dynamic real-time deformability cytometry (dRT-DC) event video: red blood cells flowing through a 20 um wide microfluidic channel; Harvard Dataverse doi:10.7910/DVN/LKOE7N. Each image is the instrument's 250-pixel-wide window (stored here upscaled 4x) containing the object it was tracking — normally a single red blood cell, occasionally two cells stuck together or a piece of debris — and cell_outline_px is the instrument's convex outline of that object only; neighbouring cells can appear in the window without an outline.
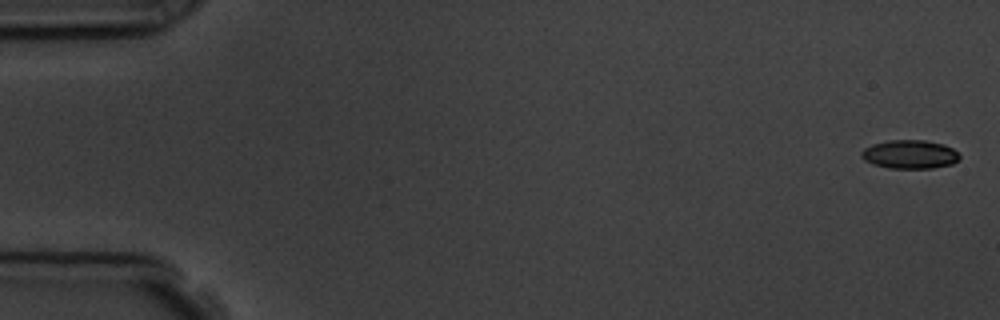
{"species": "common noctule bat (a hibernating species)", "species_latin": "Nyctalus noctula", "temperature_condition": "room temperature", "stored_images_in_passage": 8, "camera_frame_rate_fps": 3000, "um_per_image_px": 0.085, "animal": {"sex": "male", "body_mass_g": 19.5, "forearm_length_mm": 54.6}, "frame": {"image": 1, "passage_image": 1, "time_ms": 0.0, "image_size_px": [1000, 320], "cell_outline_px": [[960, 160], [952, 164], [932, 168], [888, 168], [872, 164], [864, 160], [860, 156], [860, 152], [864, 148], [872, 144], [888, 140], [924, 140], [944, 144], [952, 148], [960, 156]], "centroid_in_image_um": [77.31, 13.12], "position_along_channel_um": 7.7, "area_um2": 16.53}}
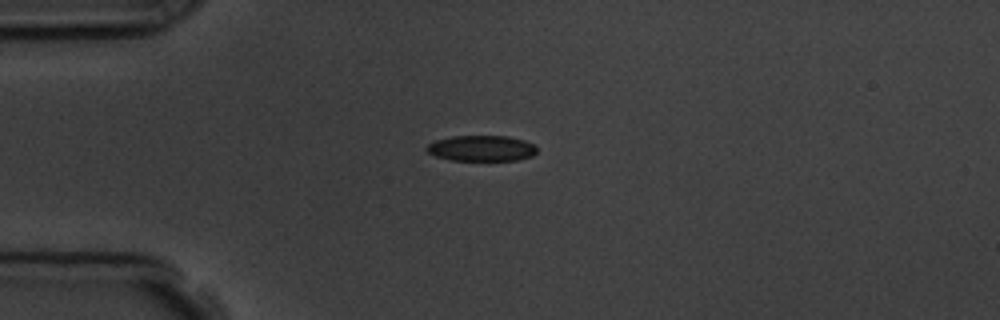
{"frame": {"image": 2, "passage_image": 4, "time_ms": 4.333, "image_size_px": [1000, 320], "cell_outline_px": [[536, 152], [532, 156], [516, 160], [452, 160], [436, 156], [428, 152], [424, 148], [428, 144], [436, 140], [452, 136], [508, 136], [524, 140], [536, 144]], "centroid_in_image_um": [40.94, 12.6], "position_along_channel_um": 44.1, "area_um2": 16.53}}
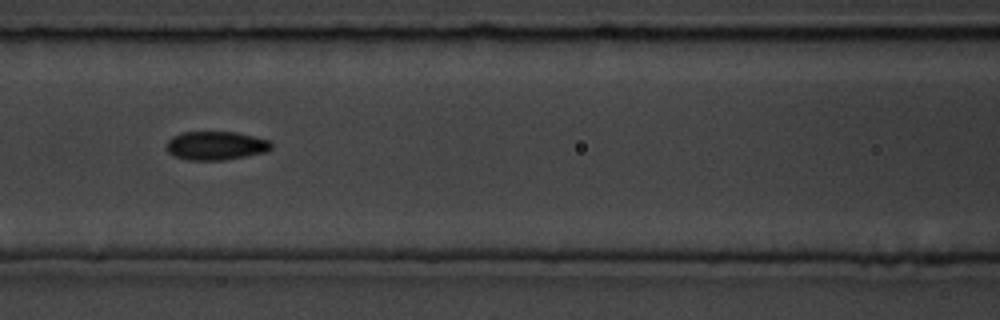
{"frame": {"image": 3, "passage_image": 7, "time_ms": 7.667, "image_size_px": [1000, 320], "cell_outline_px": [[272, 148], [264, 152], [224, 160], [188, 160], [176, 156], [168, 152], [168, 140], [172, 136], [180, 132], [236, 132], [268, 140], [272, 144]], "centroid_in_image_um": [18.33, 12.37], "position_along_channel_um": 148.3, "area_um2": 17.28}}